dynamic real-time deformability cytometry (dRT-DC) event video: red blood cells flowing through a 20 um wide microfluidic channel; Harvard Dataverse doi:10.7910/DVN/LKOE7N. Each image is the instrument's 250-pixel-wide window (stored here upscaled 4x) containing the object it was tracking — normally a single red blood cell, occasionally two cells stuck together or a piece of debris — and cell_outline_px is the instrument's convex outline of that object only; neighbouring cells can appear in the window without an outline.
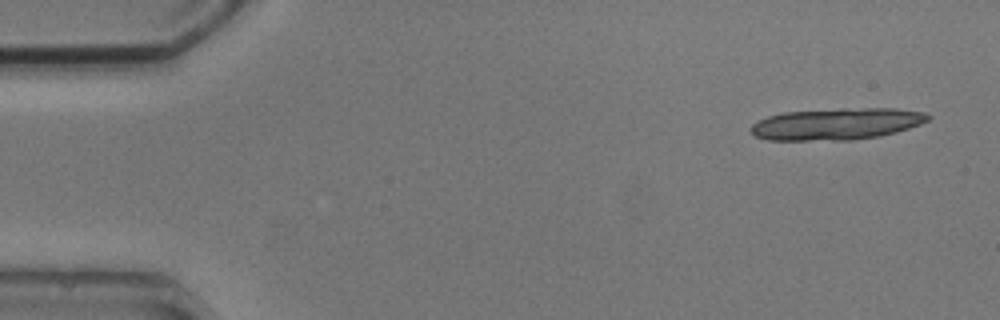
{"species": "common noctule bat (a hibernating species)", "species_latin": "Nyctalus noctula", "temperature_condition": "cold", "stored_images_in_passage": 4, "camera_frame_rate_fps": 3000, "um_per_image_px": 0.085, "animal": {"sex": "male", "body_mass_g": 20.5, "forearm_length_mm": 52.5}, "frame": {"image": 1, "passage_image": 1, "time_ms": 0.0, "image_size_px": [1000, 320], "cell_outline_px": [[932, 116], [928, 120], [920, 124], [896, 132], [880, 136], [852, 140], [768, 140], [756, 136], [752, 132], [752, 124], [768, 116], [784, 112], [840, 108], [896, 108], [924, 112]], "centroid_in_image_um": [71.15, 10.53], "position_along_channel_um": 13.9, "area_um2": 32.77}}
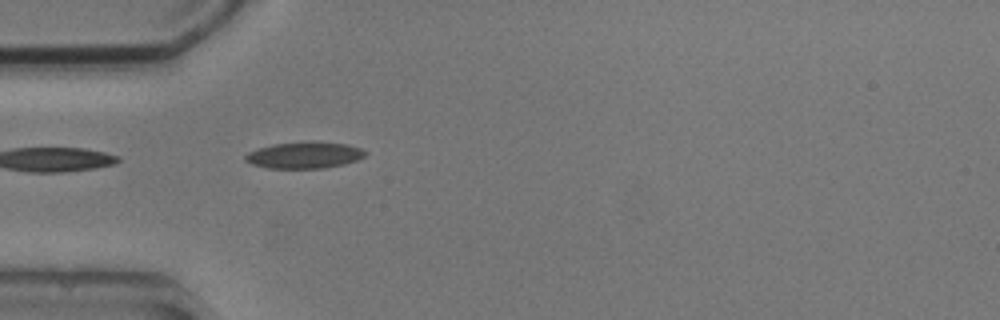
{"frame": {"image": 2, "passage_image": 4, "time_ms": 4.333, "image_size_px": [1000, 320], "cell_outline_px": [[368, 152], [364, 156], [356, 160], [344, 164], [324, 168], [268, 168], [252, 164], [244, 160], [244, 156], [248, 152], [256, 148], [272, 144], [312, 140], [316, 140], [348, 144], [360, 148]], "centroid_in_image_um": [25.86, 13.16], "position_along_channel_um": 59.1, "area_um2": 18.9}}